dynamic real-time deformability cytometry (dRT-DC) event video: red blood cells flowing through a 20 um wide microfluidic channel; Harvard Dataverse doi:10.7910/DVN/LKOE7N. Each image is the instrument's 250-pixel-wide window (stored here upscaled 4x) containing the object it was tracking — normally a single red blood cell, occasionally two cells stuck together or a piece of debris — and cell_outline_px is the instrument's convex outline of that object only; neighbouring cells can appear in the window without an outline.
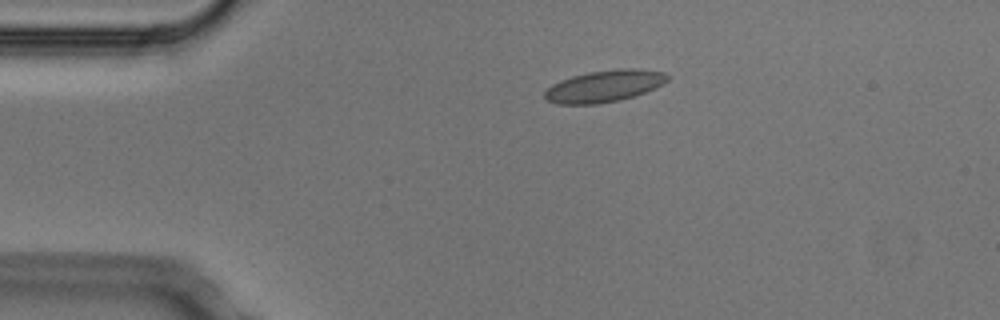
{"species": "Egyptian fruit bat (a non-hibernating species)", "species_latin": "Rousettus aegyptiacus", "temperature_condition": "cold", "stored_images_in_passage": 4, "camera_frame_rate_fps": 3000, "um_per_image_px": 0.085, "animal": {"sex": "male"}, "frame": {"image": 1, "passage_image": 3, "time_ms": 0.667, "image_size_px": [1000, 320], "cell_outline_px": [[668, 80], [656, 88], [620, 100], [596, 104], [556, 104], [544, 100], [544, 92], [552, 84], [560, 80], [572, 76], [588, 72], [620, 68], [632, 68], [664, 72], [668, 76]], "centroid_in_image_um": [51.32, 7.32], "position_along_channel_um": 33.7, "area_um2": 22.77}}